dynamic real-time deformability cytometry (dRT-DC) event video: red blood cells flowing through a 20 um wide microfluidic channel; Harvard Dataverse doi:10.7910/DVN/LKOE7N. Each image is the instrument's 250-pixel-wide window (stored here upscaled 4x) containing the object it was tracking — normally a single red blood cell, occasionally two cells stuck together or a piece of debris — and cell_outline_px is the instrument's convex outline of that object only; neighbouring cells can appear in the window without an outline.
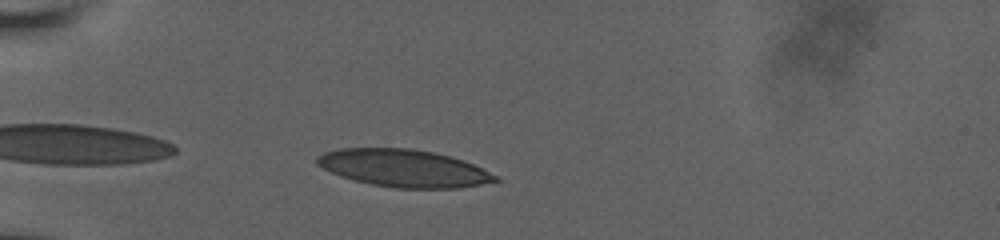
{"species": "human", "species_latin": "Homo sapiens", "temperature_condition": "room temperature", "stored_images_in_passage": 37, "camera_frame_rate_fps": 3000, "um_per_image_px": 0.085, "donor": {"sex": "male"}, "frame": {"image": 1, "passage_image": 2, "time_ms": 0.333, "image_size_px": [1000, 240], "cell_outline_px": [[500, 180], [460, 188], [396, 188], [372, 184], [340, 176], [316, 164], [316, 156], [324, 152], [340, 148], [408, 148], [432, 152], [452, 156], [464, 160], [500, 176]], "centroid_in_image_um": [34.34, 14.29], "position_along_channel_um": 50.7, "area_um2": 38.84}}
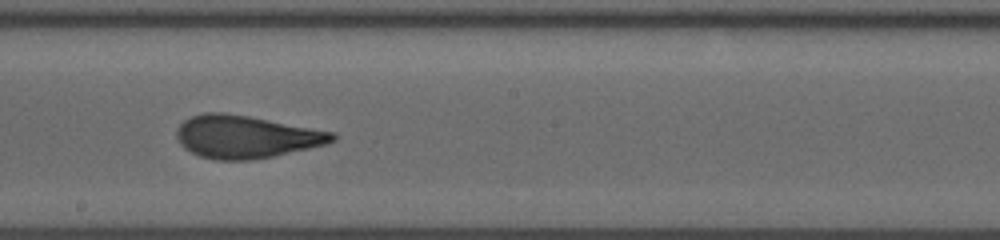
{"frame": {"image": 2, "passage_image": 18, "time_ms": 5.667, "image_size_px": [1000, 240], "cell_outline_px": [[336, 140], [328, 144], [272, 156], [252, 160], [216, 160], [200, 156], [184, 148], [180, 144], [176, 136], [176, 128], [184, 120], [192, 116], [204, 112], [224, 112], [248, 116], [336, 132]], "centroid_in_image_um": [20.9, 11.62], "position_along_channel_um": 227.3, "area_um2": 38.78}}
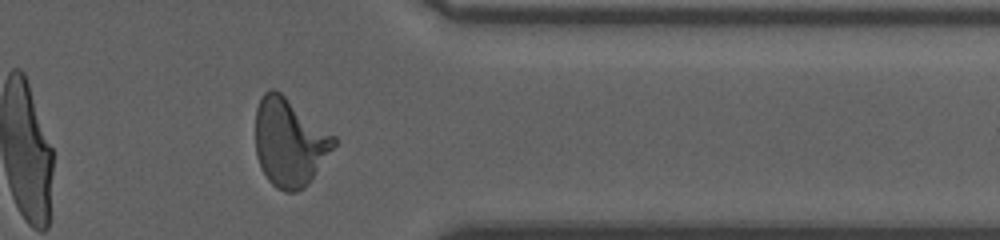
{"frame": {"image": 3, "passage_image": 31, "time_ms": 10.0, "image_size_px": [1000, 240], "cell_outline_px": [[336, 144], [308, 184], [304, 188], [292, 192], [284, 192], [276, 188], [268, 180], [260, 168], [256, 156], [256, 108], [264, 92], [268, 88], [272, 88], [280, 92], [336, 136]], "centroid_in_image_um": [24.59, 12.1], "position_along_channel_um": 386.8, "area_um2": 40.23}, "authors_computed_cell_mechanics": {"area_um2": 38.437, "velocity_mm_per_s": 3.8222, "shape_relaxation_time_tau1_ms": 9.5496, "shape_relaxation_time_tau2_ms": 0.8885, "deformation_change_tau1": 0.2784, "deformation_change_tau2": 0.0822}}